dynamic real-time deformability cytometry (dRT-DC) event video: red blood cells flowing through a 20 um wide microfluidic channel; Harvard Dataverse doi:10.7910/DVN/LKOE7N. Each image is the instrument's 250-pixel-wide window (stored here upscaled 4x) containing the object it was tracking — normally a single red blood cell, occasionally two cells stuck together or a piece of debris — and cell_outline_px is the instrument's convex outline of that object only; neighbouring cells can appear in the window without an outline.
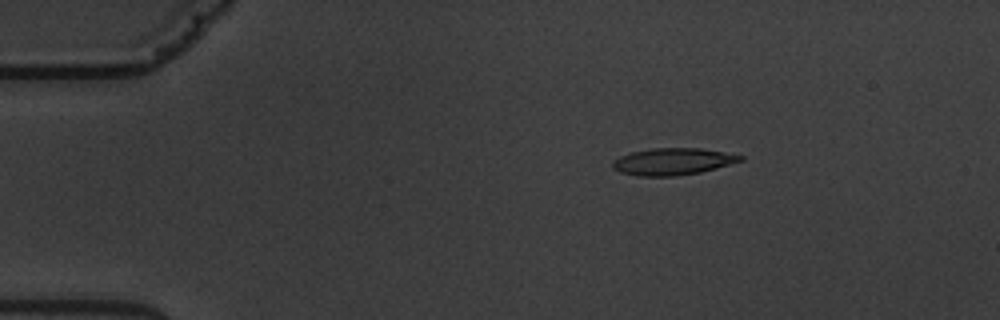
{"species": "common noctule bat (a hibernating species)", "species_latin": "Nyctalus noctula", "temperature_condition": "warm", "stored_images_in_passage": 5, "camera_frame_rate_fps": 3000, "um_per_image_px": 0.085, "animal": {"sex": "male", "body_mass_g": 19.5, "forearm_length_mm": 54.6}, "frame": {"image": 1, "passage_image": 3, "time_ms": 2.333, "image_size_px": [1000, 320], "cell_outline_px": [[744, 160], [716, 168], [700, 172], [676, 176], [640, 176], [620, 172], [612, 168], [612, 160], [620, 156], [632, 152], [652, 148], [700, 148], [724, 152], [744, 156]], "centroid_in_image_um": [57.17, 13.73], "position_along_channel_um": 27.8, "area_um2": 20.0}}